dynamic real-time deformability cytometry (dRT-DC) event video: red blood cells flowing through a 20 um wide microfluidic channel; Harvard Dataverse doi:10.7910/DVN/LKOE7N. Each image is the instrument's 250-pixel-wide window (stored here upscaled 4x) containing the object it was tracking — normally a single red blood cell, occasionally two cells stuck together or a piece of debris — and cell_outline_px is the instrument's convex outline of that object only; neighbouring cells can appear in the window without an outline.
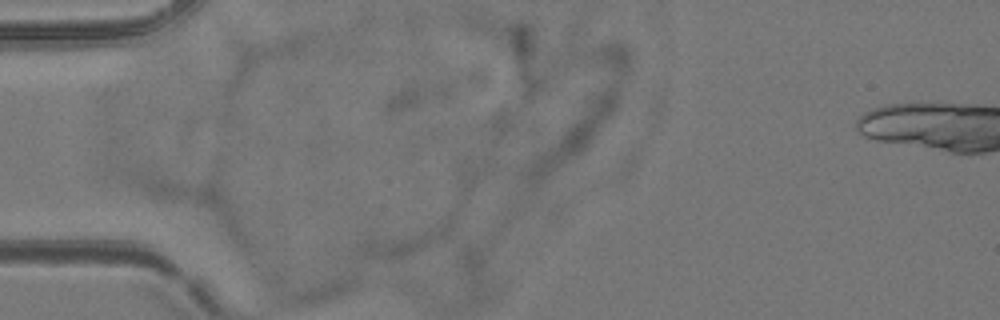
{"species": "common noctule bat (a hibernating species)", "species_latin": "Nyctalus noctula", "temperature_condition": "room temperature", "stored_images_in_passage": 2, "camera_frame_rate_fps": 3000, "um_per_image_px": 0.085, "animal": {"sex": "female", "body_mass_g": 24.6, "forearm_length_mm": 56.2}, "frame": {"image": 1, "passage_image": 1, "time_ms": 0.0, "image_size_px": [1000, 320], "cell_outline_px": [[456, 220], [448, 236], [440, 240], [396, 260], [360, 260], [352, 252], [356, 244], [368, 236], [452, 212], [456, 212]], "centroid_in_image_um": [34.41, 20.31], "position_along_channel_um": 50.6, "area_um2": 18.79}}